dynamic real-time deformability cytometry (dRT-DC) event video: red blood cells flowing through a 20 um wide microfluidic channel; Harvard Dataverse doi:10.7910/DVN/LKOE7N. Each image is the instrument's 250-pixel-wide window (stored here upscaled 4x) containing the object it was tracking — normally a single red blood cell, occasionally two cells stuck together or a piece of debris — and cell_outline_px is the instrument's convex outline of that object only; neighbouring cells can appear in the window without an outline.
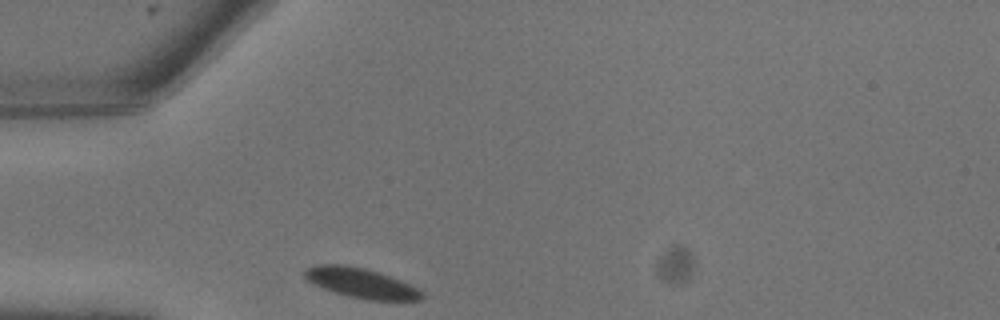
{"species": "common noctule bat (a hibernating species)", "species_latin": "Nyctalus noctula", "temperature_condition": "warm", "stored_images_in_passage": 3, "camera_frame_rate_fps": 3000, "um_per_image_px": 0.085, "animal": {"sex": "male", "body_mass_g": 13.3}, "frame": {"image": 1, "passage_image": 1, "time_ms": 0.0, "image_size_px": [1000, 320], "cell_outline_px": [[424, 300], [368, 300], [348, 296], [324, 288], [308, 280], [304, 276], [304, 268], [316, 264], [344, 264], [364, 268], [400, 280], [424, 292]], "centroid_in_image_um": [30.68, 24.05], "position_along_channel_um": 54.3, "area_um2": 20.17}}